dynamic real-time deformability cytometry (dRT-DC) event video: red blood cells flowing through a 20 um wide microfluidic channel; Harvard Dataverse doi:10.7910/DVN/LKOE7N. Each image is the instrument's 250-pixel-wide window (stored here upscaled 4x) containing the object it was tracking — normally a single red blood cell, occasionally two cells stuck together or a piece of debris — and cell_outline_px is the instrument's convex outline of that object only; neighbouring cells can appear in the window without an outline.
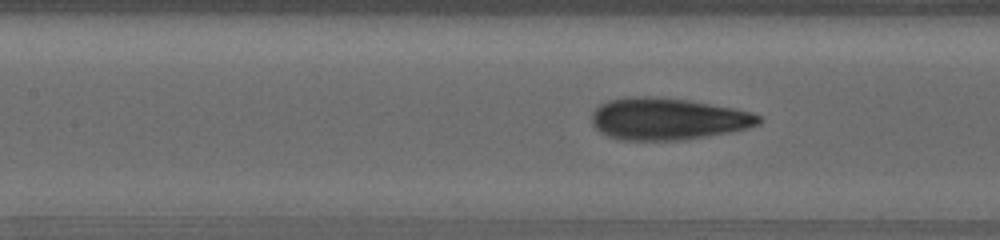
{"species": "human", "species_latin": "Homo sapiens", "temperature_condition": "warm", "stored_images_in_passage": 27, "camera_frame_rate_fps": 3000, "um_per_image_px": 0.085, "donor": {"sex": "female"}, "frame": {"image": 1, "passage_image": 19, "time_ms": 3.333, "image_size_px": [1000, 240], "cell_outline_px": [[760, 124], [748, 128], [728, 132], [680, 140], [620, 140], [608, 136], [600, 132], [592, 124], [592, 112], [600, 104], [608, 100], [624, 96], [652, 96], [688, 100], [732, 108], [748, 112], [760, 116]], "centroid_in_image_um": [56.69, 10.1], "position_along_channel_um": 150.7, "area_um2": 40.63}}